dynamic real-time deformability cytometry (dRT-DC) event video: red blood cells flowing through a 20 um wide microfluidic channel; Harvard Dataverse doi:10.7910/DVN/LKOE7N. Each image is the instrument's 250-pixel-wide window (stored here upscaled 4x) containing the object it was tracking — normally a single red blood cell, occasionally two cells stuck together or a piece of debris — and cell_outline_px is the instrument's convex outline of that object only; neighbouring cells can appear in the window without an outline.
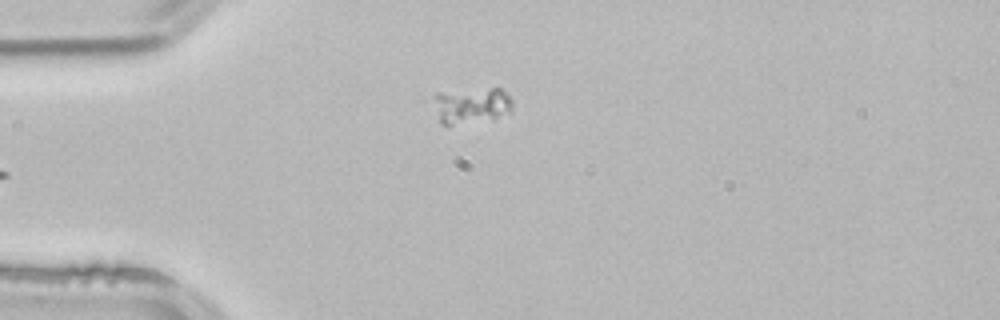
{"species": "common noctule bat (a hibernating species)", "species_latin": "Nyctalus noctula", "temperature_condition": "room temperature", "stored_images_in_passage": 4, "segment_of_instrument_passage": [2, 2], "camera_frame_rate_fps": 3000, "um_per_image_px": 0.085, "animal": {"sex": "male", "body_mass_g": 21.5, "forearm_length_mm": 52.0}, "frame": {"image": 1, "passage_image": 4, "time_ms": 1.0, "image_size_px": [1000, 320], "cell_outline_px": [[512, 112], [492, 120], [452, 124], [440, 124], [436, 96], [436, 92], [492, 88], [500, 88], [512, 100]], "centroid_in_image_um": [40.16, 8.97], "position_along_channel_um": 44.8, "area_um2": 16.3}}